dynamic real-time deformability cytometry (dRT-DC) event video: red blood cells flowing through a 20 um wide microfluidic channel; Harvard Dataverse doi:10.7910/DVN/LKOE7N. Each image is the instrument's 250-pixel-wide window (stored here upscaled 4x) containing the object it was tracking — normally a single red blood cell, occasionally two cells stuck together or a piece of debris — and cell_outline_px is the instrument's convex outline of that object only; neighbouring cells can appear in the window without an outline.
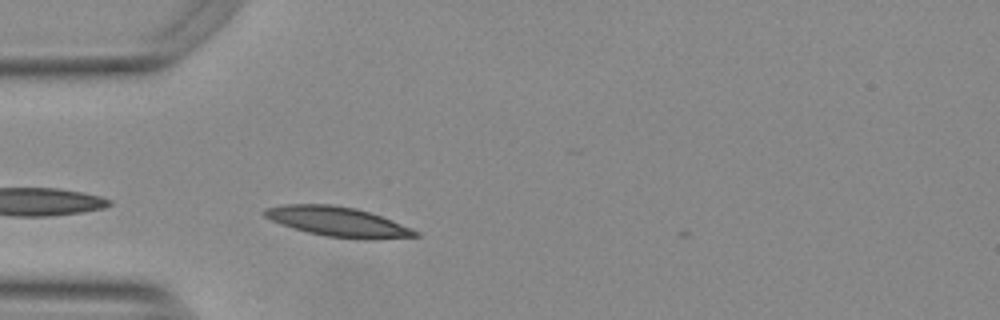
{"species": "Egyptian fruit bat (a non-hibernating species)", "species_latin": "Rousettus aegyptiacus", "temperature_condition": "warm", "stored_images_in_passage": 25, "camera_frame_rate_fps": 3000, "um_per_image_px": 0.085, "animal": {"sex": "female"}, "frame": {"image": 1, "passage_image": 2, "time_ms": 0.333, "image_size_px": [1000, 320], "cell_outline_px": [[420, 236], [372, 240], [364, 240], [324, 236], [292, 228], [272, 220], [264, 216], [260, 212], [264, 208], [284, 204], [332, 204], [356, 208], [380, 216], [412, 228], [420, 232]], "centroid_in_image_um": [28.71, 18.85], "position_along_channel_um": 56.3, "area_um2": 26.3}}
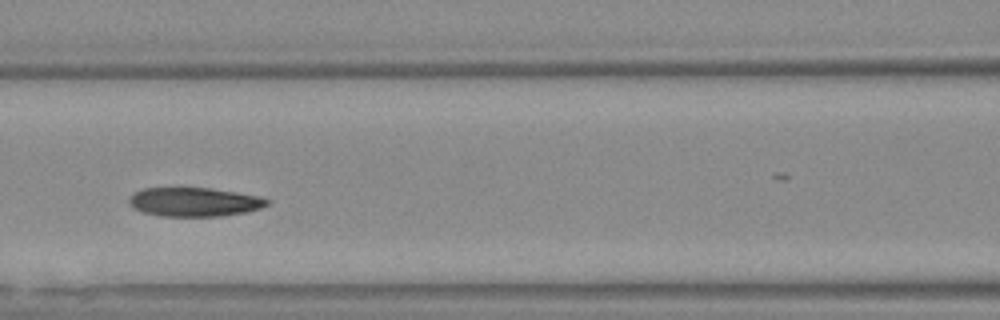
{"frame": {"image": 2, "passage_image": 10, "time_ms": 3.0, "image_size_px": [1000, 320], "cell_outline_px": [[272, 200], [268, 204], [260, 208], [244, 212], [220, 216], [160, 216], [144, 212], [132, 208], [128, 200], [136, 192], [144, 188], [212, 188], [264, 196]], "centroid_in_image_um": [16.58, 17.16], "position_along_channel_um": 150.0, "area_um2": 23.35}}
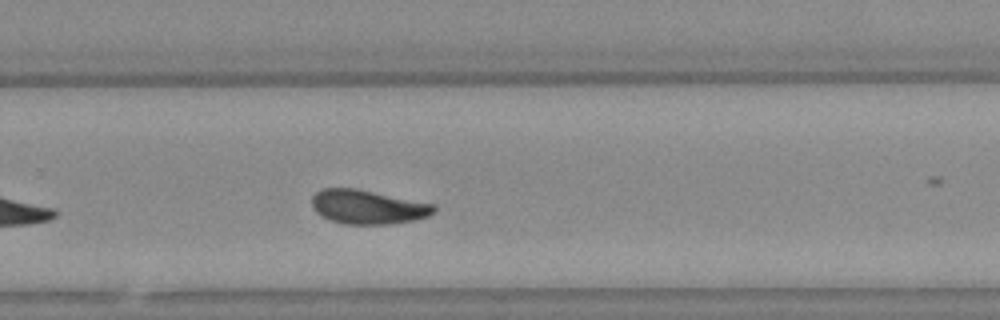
{"frame": {"image": 3, "passage_image": 22, "time_ms": 7.0, "image_size_px": [1000, 320], "cell_outline_px": [[436, 212], [428, 216], [412, 220], [388, 224], [344, 224], [332, 220], [316, 212], [312, 208], [312, 196], [320, 188], [356, 188], [436, 204]], "centroid_in_image_um": [31.27, 17.58], "position_along_channel_um": 298.5, "area_um2": 24.28}}